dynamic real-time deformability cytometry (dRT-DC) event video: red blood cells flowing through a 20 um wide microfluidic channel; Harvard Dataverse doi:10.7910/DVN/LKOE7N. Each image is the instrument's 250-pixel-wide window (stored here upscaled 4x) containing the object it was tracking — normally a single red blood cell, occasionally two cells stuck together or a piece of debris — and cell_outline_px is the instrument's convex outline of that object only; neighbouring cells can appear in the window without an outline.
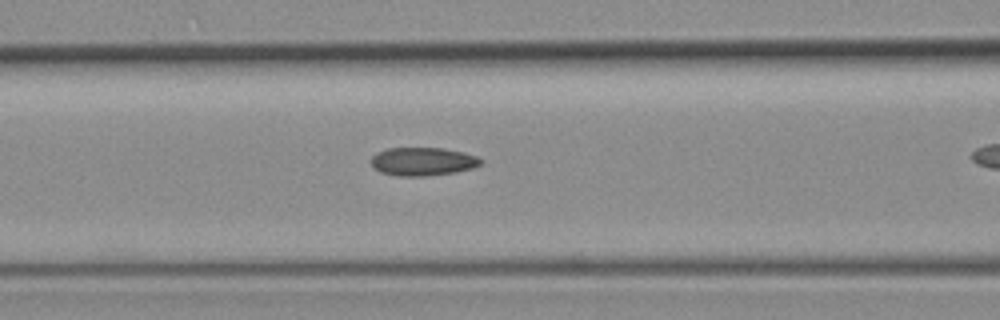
{"species": "common noctule bat (a hibernating species)", "species_latin": "Nyctalus noctula", "temperature_condition": "room temperature", "stored_images_in_passage": 13, "camera_frame_rate_fps": 3000, "um_per_image_px": 0.085, "animal": {"sex": "female", "body_mass_g": 19.3, "forearm_length_mm": 54.1}, "frame": {"image": 1, "passage_image": 6, "time_ms": 1.667, "image_size_px": [1000, 320], "cell_outline_px": [[484, 160], [480, 164], [472, 168], [456, 172], [428, 176], [400, 176], [380, 172], [372, 168], [372, 156], [376, 152], [388, 148], [440, 148], [464, 152], [476, 156]], "centroid_in_image_um": [35.92, 13.73], "position_along_channel_um": 130.7, "area_um2": 18.15}}